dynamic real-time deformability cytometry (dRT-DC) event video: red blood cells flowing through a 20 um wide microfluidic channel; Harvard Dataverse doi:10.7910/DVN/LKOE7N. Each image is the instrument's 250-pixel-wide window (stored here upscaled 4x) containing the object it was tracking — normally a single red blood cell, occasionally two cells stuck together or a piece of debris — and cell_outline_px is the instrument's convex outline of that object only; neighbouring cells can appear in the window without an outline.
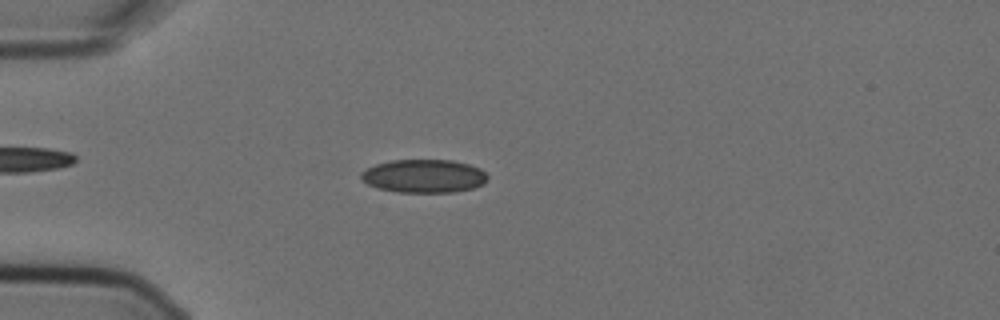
{"species": "Egyptian fruit bat (a non-hibernating species)", "species_latin": "Rousettus aegyptiacus", "temperature_condition": "cold", "stored_images_in_passage": 6, "camera_frame_rate_fps": 3000, "um_per_image_px": 0.085, "animal": {"sex": "female"}, "frame": {"image": 1, "passage_image": 4, "time_ms": 1.0, "image_size_px": [1000, 320], "cell_outline_px": [[488, 180], [484, 184], [472, 188], [452, 192], [396, 192], [380, 188], [368, 184], [360, 176], [360, 172], [376, 164], [392, 160], [452, 160], [468, 164], [480, 168], [488, 176]], "centroid_in_image_um": [36.06, 14.96], "position_along_channel_um": 48.9, "area_um2": 24.45}}
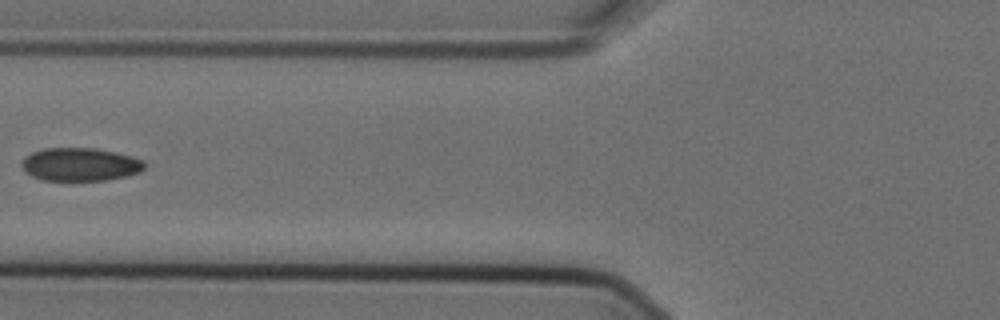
{"frame": {"image": 2, "passage_image": 6, "time_ms": 1.667, "image_size_px": [1000, 320], "cell_outline_px": [[144, 168], [140, 172], [128, 176], [104, 180], [40, 180], [24, 172], [20, 164], [24, 156], [32, 152], [44, 148], [96, 148], [116, 152], [132, 156], [144, 160]], "centroid_in_image_um": [6.79, 13.97], "position_along_channel_um": 119.0, "area_um2": 23.99}}